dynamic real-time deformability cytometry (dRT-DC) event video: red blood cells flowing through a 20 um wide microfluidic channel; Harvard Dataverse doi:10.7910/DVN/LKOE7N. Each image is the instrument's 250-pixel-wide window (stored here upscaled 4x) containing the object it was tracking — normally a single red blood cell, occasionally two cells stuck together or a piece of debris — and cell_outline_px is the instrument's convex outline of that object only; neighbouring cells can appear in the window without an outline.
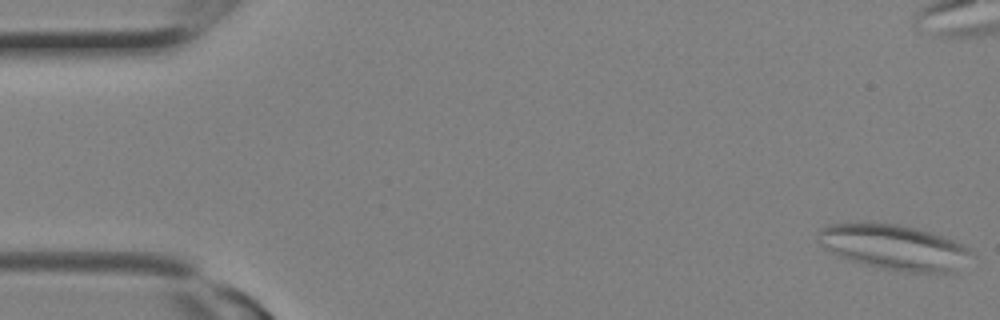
{"species": "Egyptian fruit bat (a non-hibernating species)", "species_latin": "Rousettus aegyptiacus", "temperature_condition": "room temperature", "stored_images_in_passage": 10, "camera_frame_rate_fps": 3000, "um_per_image_px": 0.085, "animal": {"sex": "female"}, "frame": {"image": 1, "passage_image": 1, "time_ms": 0.0, "image_size_px": [1000, 320], "cell_outline_px": [[976, 256], [956, 272], [904, 272], [864, 264], [848, 260], [824, 248], [816, 240], [820, 228], [828, 224], [864, 220], [896, 224], [916, 228], [952, 240], [968, 248]], "centroid_in_image_um": [75.98, 20.99], "position_along_channel_um": 9.0, "area_um2": 41.04}}